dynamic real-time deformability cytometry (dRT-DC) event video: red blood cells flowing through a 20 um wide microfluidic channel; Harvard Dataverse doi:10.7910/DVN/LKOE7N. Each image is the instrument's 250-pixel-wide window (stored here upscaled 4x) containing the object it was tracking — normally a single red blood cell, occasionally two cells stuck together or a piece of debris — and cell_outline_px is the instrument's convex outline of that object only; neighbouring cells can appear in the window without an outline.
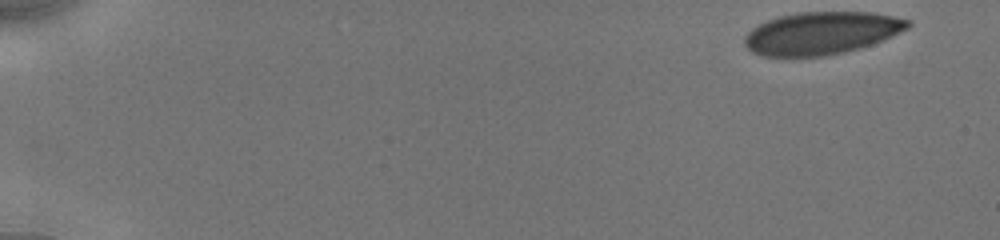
{"species": "human", "species_latin": "Homo sapiens", "temperature_condition": "cold", "stored_images_in_passage": 27, "camera_frame_rate_fps": 3000, "um_per_image_px": 0.085, "donor": {"sex": "male"}, "frame": {"image": 1, "passage_image": 1, "time_ms": 0.0, "image_size_px": [1000, 240], "cell_outline_px": [[912, 24], [908, 28], [884, 40], [860, 48], [844, 52], [824, 56], [760, 56], [752, 52], [744, 44], [744, 36], [752, 28], [768, 20], [780, 16], [796, 12], [872, 12], [912, 20]], "centroid_in_image_um": [69.84, 2.81], "position_along_channel_um": 15.2, "area_um2": 40.63}}
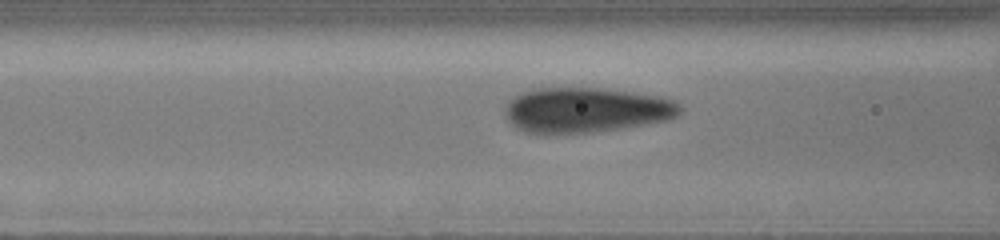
{"frame": {"image": 2, "passage_image": 16, "time_ms": 6.667, "image_size_px": [1000, 240], "cell_outline_px": [[684, 108], [676, 116], [668, 120], [616, 128], [588, 132], [548, 136], [544, 136], [524, 132], [516, 128], [508, 120], [504, 112], [504, 108], [508, 100], [520, 92], [536, 88], [604, 88], [664, 96], [680, 104]], "centroid_in_image_um": [49.75, 9.36], "position_along_channel_um": 116.9, "area_um2": 46.76}}
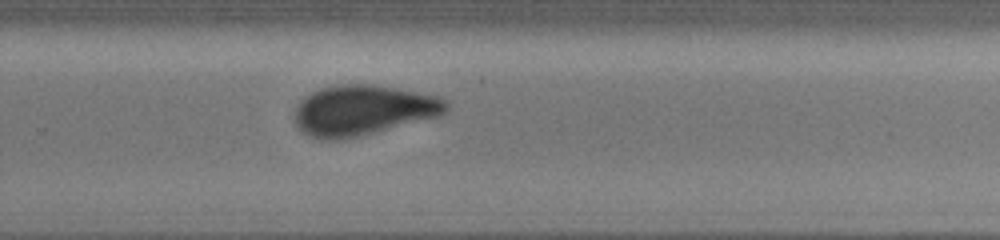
{"frame": {"image": 3, "passage_image": 27, "time_ms": 11.333, "image_size_px": [1000, 240], "cell_outline_px": [[448, 112], [440, 116], [356, 136], [336, 140], [324, 140], [308, 136], [300, 132], [296, 128], [296, 108], [300, 100], [304, 96], [320, 88], [336, 84], [372, 84], [396, 88], [440, 96], [448, 100]], "centroid_in_image_um": [30.86, 9.35], "position_along_channel_um": 298.9, "area_um2": 44.51}}